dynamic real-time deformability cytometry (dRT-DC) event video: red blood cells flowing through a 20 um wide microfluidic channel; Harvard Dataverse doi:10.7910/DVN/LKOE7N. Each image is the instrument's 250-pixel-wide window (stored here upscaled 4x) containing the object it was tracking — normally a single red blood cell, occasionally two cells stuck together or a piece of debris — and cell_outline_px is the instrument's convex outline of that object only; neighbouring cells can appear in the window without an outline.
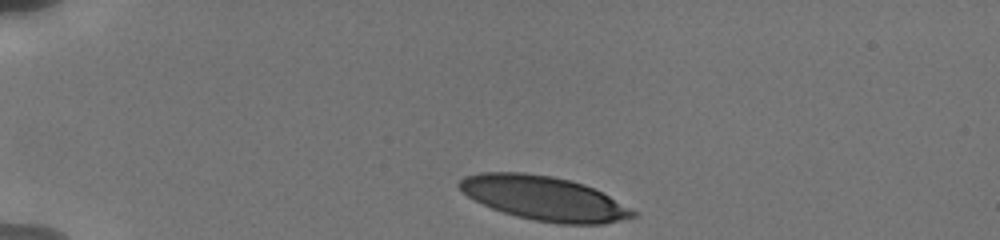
{"species": "human", "species_latin": "Homo sapiens", "temperature_condition": "cold", "stored_images_in_passage": 38, "camera_frame_rate_fps": 3000, "um_per_image_px": 0.085, "donor": {"sex": "male"}, "frame": {"image": 1, "passage_image": 1, "time_ms": 0.0, "image_size_px": [1000, 240], "cell_outline_px": [[636, 216], [620, 220], [600, 224], [560, 224], [536, 220], [504, 212], [492, 208], [468, 196], [456, 184], [464, 176], [480, 172], [524, 172], [552, 176], [584, 184], [608, 196], [636, 212]], "centroid_in_image_um": [46.2, 16.84], "position_along_channel_um": 38.8, "area_um2": 43.93}}
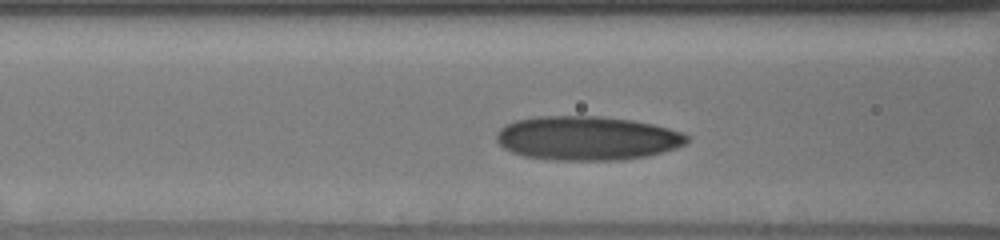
{"frame": {"image": 2, "passage_image": 25, "time_ms": 3.667, "image_size_px": [1000, 240], "cell_outline_px": [[688, 140], [684, 144], [676, 148], [648, 156], [624, 160], [556, 160], [524, 156], [512, 152], [504, 148], [496, 140], [496, 136], [500, 128], [504, 124], [516, 120], [536, 116], [600, 116], [632, 120], [652, 124], [684, 132], [688, 136]], "centroid_in_image_um": [49.9, 11.74], "position_along_channel_um": 116.7, "area_um2": 49.07}}
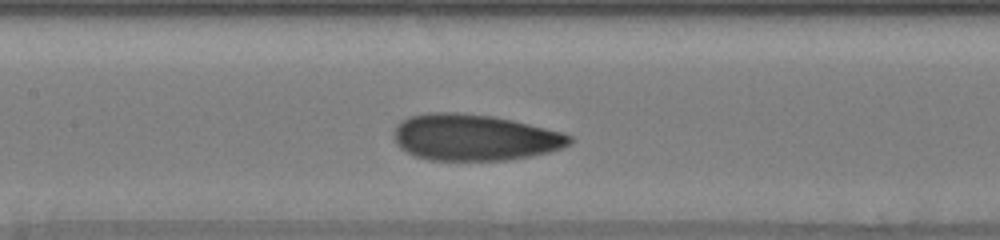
{"frame": {"image": 3, "passage_image": 33, "time_ms": 5.0, "image_size_px": [1000, 240], "cell_outline_px": [[572, 140], [564, 148], [548, 152], [508, 160], [428, 160], [416, 156], [400, 148], [396, 144], [396, 128], [400, 120], [412, 116], [432, 112], [456, 112], [492, 116], [512, 120], [564, 132], [572, 136]], "centroid_in_image_um": [40.35, 11.68], "position_along_channel_um": 167.0, "area_um2": 47.22}}